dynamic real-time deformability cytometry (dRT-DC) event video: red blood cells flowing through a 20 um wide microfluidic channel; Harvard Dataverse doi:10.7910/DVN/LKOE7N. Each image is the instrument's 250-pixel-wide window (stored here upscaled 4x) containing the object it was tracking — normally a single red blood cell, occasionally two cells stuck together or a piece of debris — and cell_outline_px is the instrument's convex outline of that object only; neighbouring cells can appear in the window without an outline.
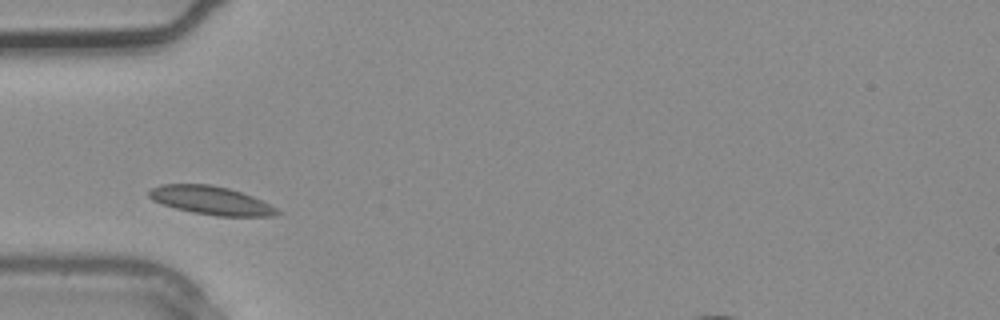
{"species": "common noctule bat (a hibernating species)", "species_latin": "Nyctalus noctula", "temperature_condition": "warm", "stored_images_in_passage": 1, "camera_frame_rate_fps": 3000, "um_per_image_px": 0.085, "animal": {"sex": "male", "body_mass_g": 20.4}, "frame": {"image": 1, "passage_image": 1, "time_ms": 0.0, "image_size_px": [1000, 320], "cell_outline_px": [[284, 212], [276, 216], [216, 216], [192, 212], [160, 204], [152, 200], [148, 196], [148, 192], [152, 188], [160, 184], [208, 184], [228, 188], [252, 196]], "centroid_in_image_um": [17.92, 17.04], "position_along_channel_um": 67.1, "area_um2": 21.21}}